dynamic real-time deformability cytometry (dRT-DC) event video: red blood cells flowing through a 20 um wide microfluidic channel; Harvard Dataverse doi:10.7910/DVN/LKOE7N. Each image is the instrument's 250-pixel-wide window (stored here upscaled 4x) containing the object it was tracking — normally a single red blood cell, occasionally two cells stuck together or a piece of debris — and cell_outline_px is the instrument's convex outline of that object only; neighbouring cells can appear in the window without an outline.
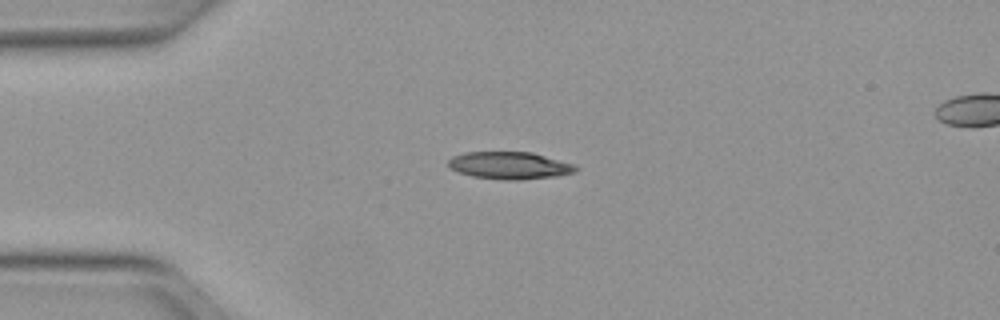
{"species": "Egyptian fruit bat (a non-hibernating species)", "species_latin": "Rousettus aegyptiacus", "temperature_condition": "warm", "stored_images_in_passage": 10, "camera_frame_rate_fps": 3000, "um_per_image_px": 0.085, "animal": {"sex": "female"}, "frame": {"image": 1, "passage_image": 1, "time_ms": 0.0, "image_size_px": [1000, 320], "cell_outline_px": [[580, 168], [576, 172], [556, 176], [520, 180], [504, 180], [472, 176], [448, 168], [448, 160], [452, 156], [464, 152], [532, 152], [572, 164]], "centroid_in_image_um": [43.29, 14.06], "position_along_channel_um": 41.7, "area_um2": 20.29}}
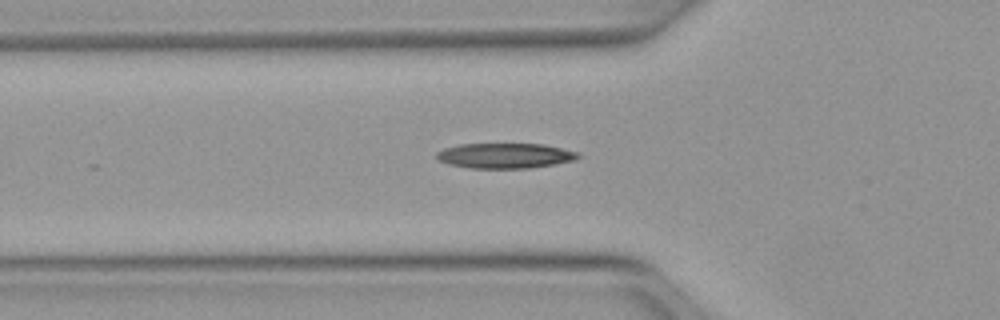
{"frame": {"image": 2, "passage_image": 6, "time_ms": 1.667, "image_size_px": [1000, 320], "cell_outline_px": [[580, 156], [576, 160], [528, 168], [468, 168], [448, 164], [436, 160], [436, 152], [444, 148], [460, 144], [544, 144], [576, 152]], "centroid_in_image_um": [42.86, 13.23], "position_along_channel_um": 82.9, "area_um2": 20.69}}